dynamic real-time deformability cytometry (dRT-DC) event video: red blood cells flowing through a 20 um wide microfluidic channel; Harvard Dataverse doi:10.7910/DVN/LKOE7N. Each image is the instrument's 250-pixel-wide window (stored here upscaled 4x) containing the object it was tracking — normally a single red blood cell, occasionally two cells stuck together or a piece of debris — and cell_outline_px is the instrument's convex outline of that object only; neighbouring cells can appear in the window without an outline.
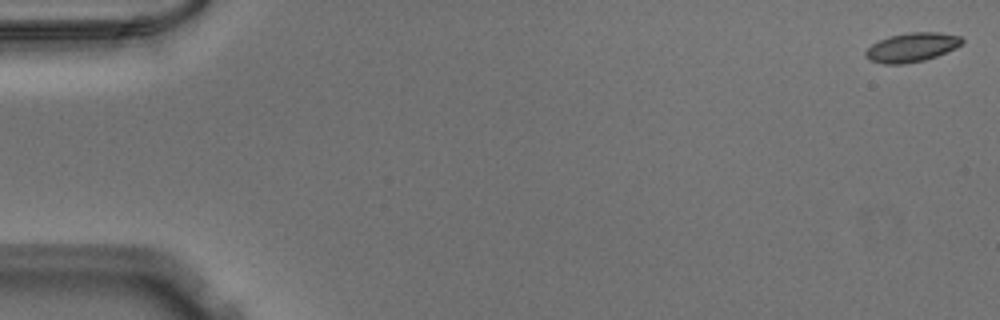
{"species": "Egyptian fruit bat (a non-hibernating species)", "species_latin": "Rousettus aegyptiacus", "temperature_condition": "warm", "stored_images_in_passage": 52, "camera_frame_rate_fps": 3000, "um_per_image_px": 0.085, "animal": {"sex": "male"}, "frame": {"image": 1, "passage_image": 1, "time_ms": 0.0, "image_size_px": [1000, 320], "cell_outline_px": [[964, 44], [956, 48], [936, 56], [924, 60], [904, 64], [884, 64], [868, 60], [864, 56], [864, 52], [872, 44], [888, 36], [908, 32], [940, 32], [960, 36], [964, 40]], "centroid_in_image_um": [77.51, 4.02], "position_along_channel_um": 7.5, "area_um2": 16.53}}
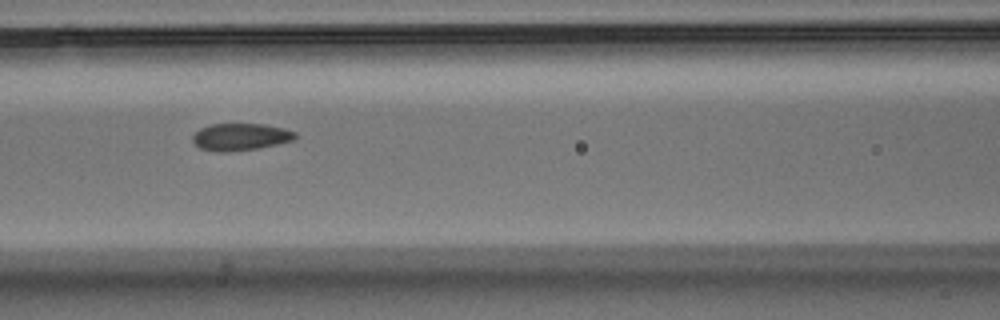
{"frame": {"image": 2, "passage_image": 23, "time_ms": 7.333, "image_size_px": [1000, 320], "cell_outline_px": [[296, 136], [292, 140], [260, 148], [224, 152], [220, 152], [200, 148], [192, 140], [192, 136], [200, 128], [212, 124], [264, 124], [284, 128], [296, 132]], "centroid_in_image_um": [20.44, 11.63], "position_along_channel_um": 146.2, "area_um2": 16.07}}
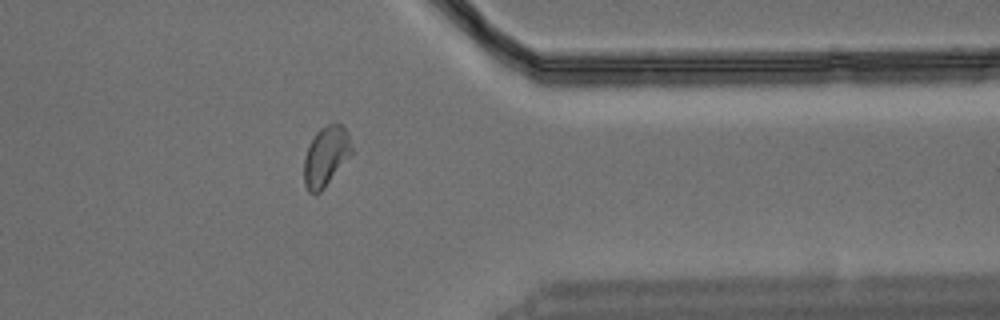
{"frame": {"image": 3, "passage_image": 42, "time_ms": 13.667, "image_size_px": [1000, 320], "cell_outline_px": [[352, 152], [324, 188], [320, 192], [308, 192], [304, 184], [304, 156], [316, 132], [320, 128], [328, 124], [344, 124], [348, 132], [352, 148]], "centroid_in_image_um": [27.7, 13.26], "position_along_channel_um": 383.7, "area_um2": 16.36}}